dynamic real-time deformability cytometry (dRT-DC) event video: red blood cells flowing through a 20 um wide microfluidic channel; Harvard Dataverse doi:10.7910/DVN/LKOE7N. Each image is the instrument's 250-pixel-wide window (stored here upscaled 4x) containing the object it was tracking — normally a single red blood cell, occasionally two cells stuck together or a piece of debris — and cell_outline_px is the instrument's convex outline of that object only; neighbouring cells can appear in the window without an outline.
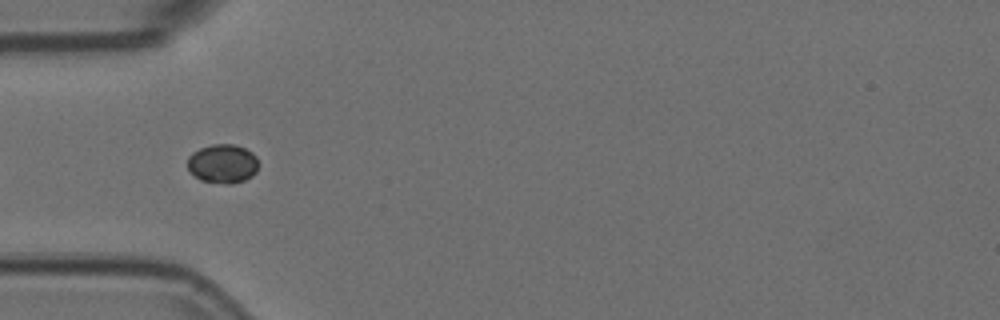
{"species": "Egyptian fruit bat (a non-hibernating species)", "species_latin": "Rousettus aegyptiacus", "temperature_condition": "room temperature", "stored_images_in_passage": 7, "camera_frame_rate_fps": 3000, "um_per_image_px": 0.085, "animal": {"sex": "female"}, "frame": {"image": 1, "passage_image": 5, "time_ms": 1.333, "image_size_px": [1000, 320], "cell_outline_px": [[256, 172], [252, 176], [244, 180], [232, 184], [224, 184], [200, 180], [188, 168], [188, 156], [192, 152], [200, 148], [212, 144], [232, 144], [244, 148], [252, 152], [256, 156]], "centroid_in_image_um": [18.92, 13.91], "position_along_channel_um": 66.1, "area_um2": 16.01}}